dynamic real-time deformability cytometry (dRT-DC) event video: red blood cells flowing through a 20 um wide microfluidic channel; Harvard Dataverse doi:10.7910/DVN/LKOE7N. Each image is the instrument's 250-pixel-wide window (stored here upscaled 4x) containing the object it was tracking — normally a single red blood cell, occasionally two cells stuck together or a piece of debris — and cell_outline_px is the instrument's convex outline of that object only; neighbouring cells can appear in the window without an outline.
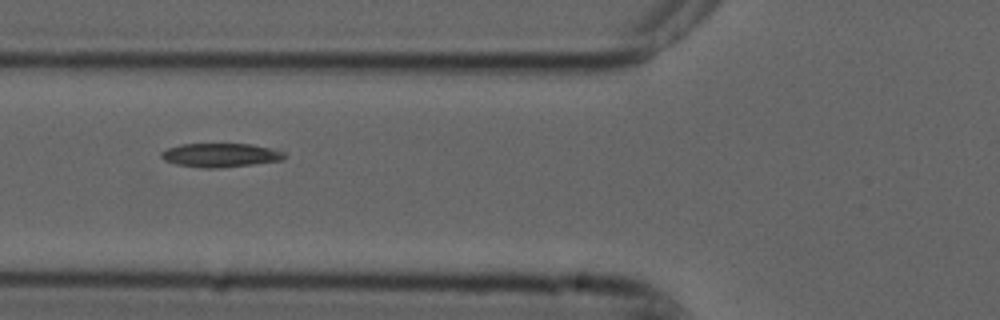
{"species": "common noctule bat (a hibernating species)", "species_latin": "Nyctalus noctula", "temperature_condition": "cold", "stored_images_in_passage": 8, "camera_frame_rate_fps": 3000, "um_per_image_px": 0.085, "animal": {"sex": "male", "forearm_length_mm": 52.5}, "frame": {"image": 1, "passage_image": 3, "time_ms": 0.667, "image_size_px": [1000, 320], "cell_outline_px": [[288, 156], [284, 160], [220, 168], [204, 168], [176, 164], [164, 160], [160, 156], [160, 152], [168, 148], [180, 144], [252, 144], [284, 152]], "centroid_in_image_um": [18.74, 13.19], "position_along_channel_um": 107.1, "area_um2": 17.11}}
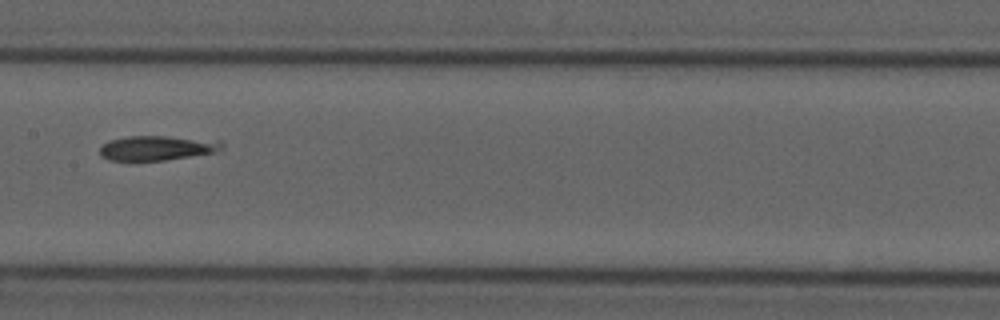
{"frame": {"image": 2, "passage_image": 5, "time_ms": 1.333, "image_size_px": [1000, 320], "cell_outline_px": [[224, 148], [216, 152], [164, 160], [132, 164], [108, 160], [100, 156], [100, 148], [108, 140], [128, 136], [168, 136], [224, 144]], "centroid_in_image_um": [13.13, 12.64], "position_along_channel_um": 194.3, "area_um2": 17.74}}
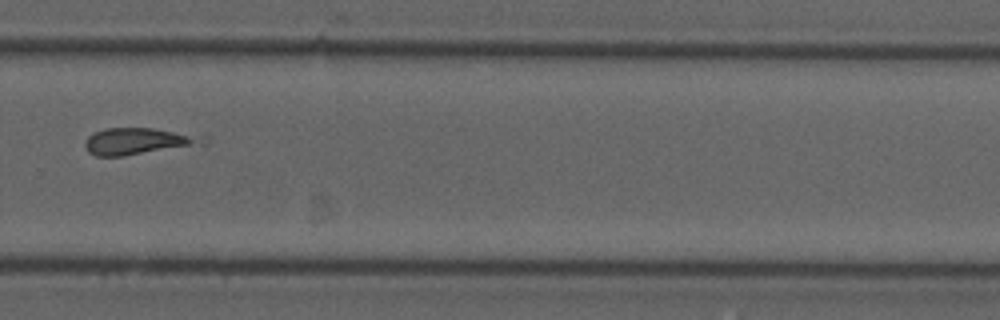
{"frame": {"image": 3, "passage_image": 8, "time_ms": 2.333, "image_size_px": [1000, 320], "cell_outline_px": [[208, 144], [124, 156], [96, 156], [88, 152], [84, 148], [84, 144], [88, 136], [104, 128], [152, 128], [208, 136]], "centroid_in_image_um": [11.81, 12.01], "position_along_channel_um": 318.0, "area_um2": 18.73}}